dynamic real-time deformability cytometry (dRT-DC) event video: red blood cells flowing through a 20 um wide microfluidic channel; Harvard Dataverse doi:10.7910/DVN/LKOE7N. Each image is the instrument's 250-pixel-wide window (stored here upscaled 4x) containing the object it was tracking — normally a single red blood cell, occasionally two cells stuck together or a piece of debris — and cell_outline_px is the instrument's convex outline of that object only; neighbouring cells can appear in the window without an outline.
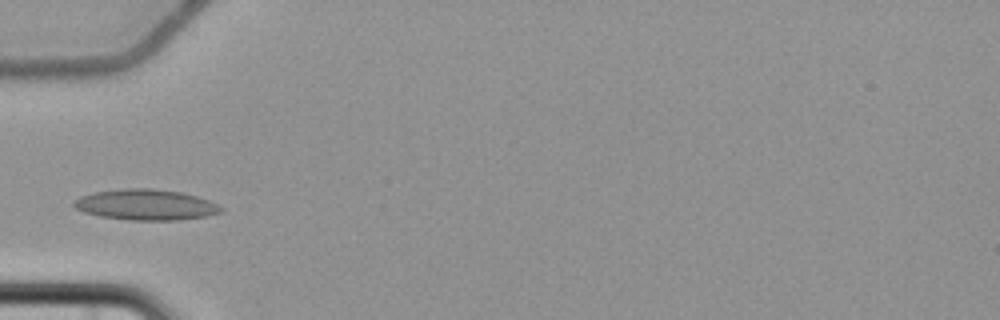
{"species": "common noctule bat (a hibernating species)", "species_latin": "Nyctalus noctula", "temperature_condition": "cold", "stored_images_in_passage": 3, "camera_frame_rate_fps": 3000, "um_per_image_px": 0.085, "animal": {"sex": "female", "body_mass_g": 22.7, "forearm_length_mm": 54.2}, "frame": {"image": 1, "passage_image": 3, "time_ms": 3.0, "image_size_px": [1000, 320], "cell_outline_px": [[224, 208], [220, 212], [204, 216], [180, 220], [128, 220], [100, 216], [84, 212], [76, 208], [72, 204], [80, 196], [96, 192], [124, 188], [148, 188], [180, 192], [196, 196], [208, 200]], "centroid_in_image_um": [12.38, 17.4], "position_along_channel_um": 72.6, "area_um2": 26.07}}